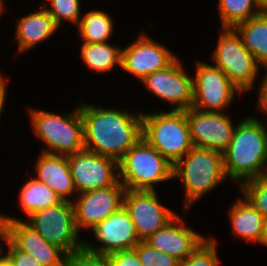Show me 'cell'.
Segmentation results:
<instances>
[{
  "label": "cell",
  "mask_w": 267,
  "mask_h": 266,
  "mask_svg": "<svg viewBox=\"0 0 267 266\" xmlns=\"http://www.w3.org/2000/svg\"><path fill=\"white\" fill-rule=\"evenodd\" d=\"M34 163V176L51 188L61 201L73 202L77 191L70 173L68 156L41 152Z\"/></svg>",
  "instance_id": "cell-19"
},
{
  "label": "cell",
  "mask_w": 267,
  "mask_h": 266,
  "mask_svg": "<svg viewBox=\"0 0 267 266\" xmlns=\"http://www.w3.org/2000/svg\"><path fill=\"white\" fill-rule=\"evenodd\" d=\"M25 222L47 242L62 249L69 257L83 249L84 240L77 229L73 204L68 201L36 211ZM81 238V239H80Z\"/></svg>",
  "instance_id": "cell-8"
},
{
  "label": "cell",
  "mask_w": 267,
  "mask_h": 266,
  "mask_svg": "<svg viewBox=\"0 0 267 266\" xmlns=\"http://www.w3.org/2000/svg\"><path fill=\"white\" fill-rule=\"evenodd\" d=\"M5 237V220L2 217V213L0 214V242H3V239ZM0 243V254H1V246L3 244Z\"/></svg>",
  "instance_id": "cell-36"
},
{
  "label": "cell",
  "mask_w": 267,
  "mask_h": 266,
  "mask_svg": "<svg viewBox=\"0 0 267 266\" xmlns=\"http://www.w3.org/2000/svg\"><path fill=\"white\" fill-rule=\"evenodd\" d=\"M123 206L134 223L140 241L147 240L177 215L160 203L156 191L125 189Z\"/></svg>",
  "instance_id": "cell-12"
},
{
  "label": "cell",
  "mask_w": 267,
  "mask_h": 266,
  "mask_svg": "<svg viewBox=\"0 0 267 266\" xmlns=\"http://www.w3.org/2000/svg\"><path fill=\"white\" fill-rule=\"evenodd\" d=\"M193 77L192 108L223 112L230 108L235 96L243 93L216 65L198 61ZM228 106V107H227Z\"/></svg>",
  "instance_id": "cell-9"
},
{
  "label": "cell",
  "mask_w": 267,
  "mask_h": 266,
  "mask_svg": "<svg viewBox=\"0 0 267 266\" xmlns=\"http://www.w3.org/2000/svg\"><path fill=\"white\" fill-rule=\"evenodd\" d=\"M5 237L20 251L32 255L42 266H68L69 256L59 247L47 242L25 220L3 215Z\"/></svg>",
  "instance_id": "cell-15"
},
{
  "label": "cell",
  "mask_w": 267,
  "mask_h": 266,
  "mask_svg": "<svg viewBox=\"0 0 267 266\" xmlns=\"http://www.w3.org/2000/svg\"><path fill=\"white\" fill-rule=\"evenodd\" d=\"M143 266H178L179 261L167 253H163L145 241H140L133 248Z\"/></svg>",
  "instance_id": "cell-30"
},
{
  "label": "cell",
  "mask_w": 267,
  "mask_h": 266,
  "mask_svg": "<svg viewBox=\"0 0 267 266\" xmlns=\"http://www.w3.org/2000/svg\"><path fill=\"white\" fill-rule=\"evenodd\" d=\"M77 194L106 188L119 181L118 161L83 149L68 156Z\"/></svg>",
  "instance_id": "cell-11"
},
{
  "label": "cell",
  "mask_w": 267,
  "mask_h": 266,
  "mask_svg": "<svg viewBox=\"0 0 267 266\" xmlns=\"http://www.w3.org/2000/svg\"><path fill=\"white\" fill-rule=\"evenodd\" d=\"M221 28H234L265 10L258 0H218Z\"/></svg>",
  "instance_id": "cell-26"
},
{
  "label": "cell",
  "mask_w": 267,
  "mask_h": 266,
  "mask_svg": "<svg viewBox=\"0 0 267 266\" xmlns=\"http://www.w3.org/2000/svg\"><path fill=\"white\" fill-rule=\"evenodd\" d=\"M20 209L29 217L36 211L54 206L61 202L56 193L43 182L31 177L19 192Z\"/></svg>",
  "instance_id": "cell-25"
},
{
  "label": "cell",
  "mask_w": 267,
  "mask_h": 266,
  "mask_svg": "<svg viewBox=\"0 0 267 266\" xmlns=\"http://www.w3.org/2000/svg\"><path fill=\"white\" fill-rule=\"evenodd\" d=\"M208 237L197 233L176 215L163 228L157 230L145 242L151 247L167 253L179 262L187 259Z\"/></svg>",
  "instance_id": "cell-18"
},
{
  "label": "cell",
  "mask_w": 267,
  "mask_h": 266,
  "mask_svg": "<svg viewBox=\"0 0 267 266\" xmlns=\"http://www.w3.org/2000/svg\"><path fill=\"white\" fill-rule=\"evenodd\" d=\"M171 164L141 138L119 161V181L127 190L156 191L155 186L173 180Z\"/></svg>",
  "instance_id": "cell-6"
},
{
  "label": "cell",
  "mask_w": 267,
  "mask_h": 266,
  "mask_svg": "<svg viewBox=\"0 0 267 266\" xmlns=\"http://www.w3.org/2000/svg\"><path fill=\"white\" fill-rule=\"evenodd\" d=\"M242 38L244 47L267 70V9L234 27Z\"/></svg>",
  "instance_id": "cell-22"
},
{
  "label": "cell",
  "mask_w": 267,
  "mask_h": 266,
  "mask_svg": "<svg viewBox=\"0 0 267 266\" xmlns=\"http://www.w3.org/2000/svg\"><path fill=\"white\" fill-rule=\"evenodd\" d=\"M173 178H179L184 186V210L187 212L203 195L212 191L226 177L221 152L193 146L173 166Z\"/></svg>",
  "instance_id": "cell-3"
},
{
  "label": "cell",
  "mask_w": 267,
  "mask_h": 266,
  "mask_svg": "<svg viewBox=\"0 0 267 266\" xmlns=\"http://www.w3.org/2000/svg\"><path fill=\"white\" fill-rule=\"evenodd\" d=\"M261 118L244 117L222 153L226 177L241 183L267 174V126Z\"/></svg>",
  "instance_id": "cell-2"
},
{
  "label": "cell",
  "mask_w": 267,
  "mask_h": 266,
  "mask_svg": "<svg viewBox=\"0 0 267 266\" xmlns=\"http://www.w3.org/2000/svg\"><path fill=\"white\" fill-rule=\"evenodd\" d=\"M78 104L71 112L63 114L34 107L28 109L33 134L45 145L41 152L69 156L85 149Z\"/></svg>",
  "instance_id": "cell-4"
},
{
  "label": "cell",
  "mask_w": 267,
  "mask_h": 266,
  "mask_svg": "<svg viewBox=\"0 0 267 266\" xmlns=\"http://www.w3.org/2000/svg\"><path fill=\"white\" fill-rule=\"evenodd\" d=\"M80 103L85 149L119 161L142 138L143 112Z\"/></svg>",
  "instance_id": "cell-1"
},
{
  "label": "cell",
  "mask_w": 267,
  "mask_h": 266,
  "mask_svg": "<svg viewBox=\"0 0 267 266\" xmlns=\"http://www.w3.org/2000/svg\"><path fill=\"white\" fill-rule=\"evenodd\" d=\"M138 35L130 45L122 47L121 69L141 81L169 66L178 56L148 34Z\"/></svg>",
  "instance_id": "cell-13"
},
{
  "label": "cell",
  "mask_w": 267,
  "mask_h": 266,
  "mask_svg": "<svg viewBox=\"0 0 267 266\" xmlns=\"http://www.w3.org/2000/svg\"><path fill=\"white\" fill-rule=\"evenodd\" d=\"M259 244L267 247V220L264 221L262 235H261V238L259 240Z\"/></svg>",
  "instance_id": "cell-37"
},
{
  "label": "cell",
  "mask_w": 267,
  "mask_h": 266,
  "mask_svg": "<svg viewBox=\"0 0 267 266\" xmlns=\"http://www.w3.org/2000/svg\"><path fill=\"white\" fill-rule=\"evenodd\" d=\"M9 80L5 77L4 78V74H2V72H0V120L1 117L3 115V110H5V102H6V97H7V86L9 85V83H7Z\"/></svg>",
  "instance_id": "cell-35"
},
{
  "label": "cell",
  "mask_w": 267,
  "mask_h": 266,
  "mask_svg": "<svg viewBox=\"0 0 267 266\" xmlns=\"http://www.w3.org/2000/svg\"><path fill=\"white\" fill-rule=\"evenodd\" d=\"M80 53L85 66L97 73L111 72L116 66L121 68L122 46L82 42Z\"/></svg>",
  "instance_id": "cell-23"
},
{
  "label": "cell",
  "mask_w": 267,
  "mask_h": 266,
  "mask_svg": "<svg viewBox=\"0 0 267 266\" xmlns=\"http://www.w3.org/2000/svg\"><path fill=\"white\" fill-rule=\"evenodd\" d=\"M217 243L208 237L199 247L178 266H219Z\"/></svg>",
  "instance_id": "cell-29"
},
{
  "label": "cell",
  "mask_w": 267,
  "mask_h": 266,
  "mask_svg": "<svg viewBox=\"0 0 267 266\" xmlns=\"http://www.w3.org/2000/svg\"><path fill=\"white\" fill-rule=\"evenodd\" d=\"M0 266H12L2 254H0Z\"/></svg>",
  "instance_id": "cell-38"
},
{
  "label": "cell",
  "mask_w": 267,
  "mask_h": 266,
  "mask_svg": "<svg viewBox=\"0 0 267 266\" xmlns=\"http://www.w3.org/2000/svg\"><path fill=\"white\" fill-rule=\"evenodd\" d=\"M260 3H261V5L265 8V9H267V0H258Z\"/></svg>",
  "instance_id": "cell-40"
},
{
  "label": "cell",
  "mask_w": 267,
  "mask_h": 266,
  "mask_svg": "<svg viewBox=\"0 0 267 266\" xmlns=\"http://www.w3.org/2000/svg\"><path fill=\"white\" fill-rule=\"evenodd\" d=\"M48 1L50 8L47 6ZM39 3L54 18L59 27L62 26L63 20L74 25L80 22L82 10L80 0H41Z\"/></svg>",
  "instance_id": "cell-27"
},
{
  "label": "cell",
  "mask_w": 267,
  "mask_h": 266,
  "mask_svg": "<svg viewBox=\"0 0 267 266\" xmlns=\"http://www.w3.org/2000/svg\"><path fill=\"white\" fill-rule=\"evenodd\" d=\"M6 249L1 247V254L12 266H42L32 255L18 250L6 237L3 239ZM6 252V254H4Z\"/></svg>",
  "instance_id": "cell-31"
},
{
  "label": "cell",
  "mask_w": 267,
  "mask_h": 266,
  "mask_svg": "<svg viewBox=\"0 0 267 266\" xmlns=\"http://www.w3.org/2000/svg\"><path fill=\"white\" fill-rule=\"evenodd\" d=\"M125 187L115 185L77 194L72 202L78 231L92 229L123 205Z\"/></svg>",
  "instance_id": "cell-16"
},
{
  "label": "cell",
  "mask_w": 267,
  "mask_h": 266,
  "mask_svg": "<svg viewBox=\"0 0 267 266\" xmlns=\"http://www.w3.org/2000/svg\"><path fill=\"white\" fill-rule=\"evenodd\" d=\"M142 138L174 165L193 148L186 110L143 112Z\"/></svg>",
  "instance_id": "cell-5"
},
{
  "label": "cell",
  "mask_w": 267,
  "mask_h": 266,
  "mask_svg": "<svg viewBox=\"0 0 267 266\" xmlns=\"http://www.w3.org/2000/svg\"><path fill=\"white\" fill-rule=\"evenodd\" d=\"M265 71V75L262 77V80L259 85L258 90V101L257 108L260 110V113L265 114L267 116V70Z\"/></svg>",
  "instance_id": "cell-34"
},
{
  "label": "cell",
  "mask_w": 267,
  "mask_h": 266,
  "mask_svg": "<svg viewBox=\"0 0 267 266\" xmlns=\"http://www.w3.org/2000/svg\"><path fill=\"white\" fill-rule=\"evenodd\" d=\"M193 146L223 153L231 142L237 124L226 112L186 110Z\"/></svg>",
  "instance_id": "cell-17"
},
{
  "label": "cell",
  "mask_w": 267,
  "mask_h": 266,
  "mask_svg": "<svg viewBox=\"0 0 267 266\" xmlns=\"http://www.w3.org/2000/svg\"><path fill=\"white\" fill-rule=\"evenodd\" d=\"M114 22L109 13L94 9L82 15L76 30L84 43H104L113 36Z\"/></svg>",
  "instance_id": "cell-24"
},
{
  "label": "cell",
  "mask_w": 267,
  "mask_h": 266,
  "mask_svg": "<svg viewBox=\"0 0 267 266\" xmlns=\"http://www.w3.org/2000/svg\"><path fill=\"white\" fill-rule=\"evenodd\" d=\"M217 44L212 52V61L230 79V81L246 94L256 84L262 67L243 44L242 38L234 28H221ZM248 91V92H247Z\"/></svg>",
  "instance_id": "cell-7"
},
{
  "label": "cell",
  "mask_w": 267,
  "mask_h": 266,
  "mask_svg": "<svg viewBox=\"0 0 267 266\" xmlns=\"http://www.w3.org/2000/svg\"><path fill=\"white\" fill-rule=\"evenodd\" d=\"M184 68L177 57L169 66L149 74L140 82L149 93L172 105L170 110H189L193 105V77Z\"/></svg>",
  "instance_id": "cell-10"
},
{
  "label": "cell",
  "mask_w": 267,
  "mask_h": 266,
  "mask_svg": "<svg viewBox=\"0 0 267 266\" xmlns=\"http://www.w3.org/2000/svg\"><path fill=\"white\" fill-rule=\"evenodd\" d=\"M68 266H112V263L108 255L94 254L83 248L69 257Z\"/></svg>",
  "instance_id": "cell-32"
},
{
  "label": "cell",
  "mask_w": 267,
  "mask_h": 266,
  "mask_svg": "<svg viewBox=\"0 0 267 266\" xmlns=\"http://www.w3.org/2000/svg\"><path fill=\"white\" fill-rule=\"evenodd\" d=\"M234 202L228 211L232 233L245 242L258 244L265 219L244 197Z\"/></svg>",
  "instance_id": "cell-21"
},
{
  "label": "cell",
  "mask_w": 267,
  "mask_h": 266,
  "mask_svg": "<svg viewBox=\"0 0 267 266\" xmlns=\"http://www.w3.org/2000/svg\"><path fill=\"white\" fill-rule=\"evenodd\" d=\"M4 3H5L4 0H0V17L2 16L1 14H3V10L5 8V7H3V6H5Z\"/></svg>",
  "instance_id": "cell-39"
},
{
  "label": "cell",
  "mask_w": 267,
  "mask_h": 266,
  "mask_svg": "<svg viewBox=\"0 0 267 266\" xmlns=\"http://www.w3.org/2000/svg\"><path fill=\"white\" fill-rule=\"evenodd\" d=\"M244 197L267 220V174L245 181L239 185Z\"/></svg>",
  "instance_id": "cell-28"
},
{
  "label": "cell",
  "mask_w": 267,
  "mask_h": 266,
  "mask_svg": "<svg viewBox=\"0 0 267 266\" xmlns=\"http://www.w3.org/2000/svg\"><path fill=\"white\" fill-rule=\"evenodd\" d=\"M112 266H143L134 249L116 251L108 255Z\"/></svg>",
  "instance_id": "cell-33"
},
{
  "label": "cell",
  "mask_w": 267,
  "mask_h": 266,
  "mask_svg": "<svg viewBox=\"0 0 267 266\" xmlns=\"http://www.w3.org/2000/svg\"><path fill=\"white\" fill-rule=\"evenodd\" d=\"M40 8L16 20L15 38L18 42V53L33 49L59 31L60 27L54 18L42 5Z\"/></svg>",
  "instance_id": "cell-20"
},
{
  "label": "cell",
  "mask_w": 267,
  "mask_h": 266,
  "mask_svg": "<svg viewBox=\"0 0 267 266\" xmlns=\"http://www.w3.org/2000/svg\"><path fill=\"white\" fill-rule=\"evenodd\" d=\"M94 241L84 240L83 248L87 251L109 255L116 251L133 249L139 242L134 223L128 211L122 205L116 212L91 229Z\"/></svg>",
  "instance_id": "cell-14"
}]
</instances>
